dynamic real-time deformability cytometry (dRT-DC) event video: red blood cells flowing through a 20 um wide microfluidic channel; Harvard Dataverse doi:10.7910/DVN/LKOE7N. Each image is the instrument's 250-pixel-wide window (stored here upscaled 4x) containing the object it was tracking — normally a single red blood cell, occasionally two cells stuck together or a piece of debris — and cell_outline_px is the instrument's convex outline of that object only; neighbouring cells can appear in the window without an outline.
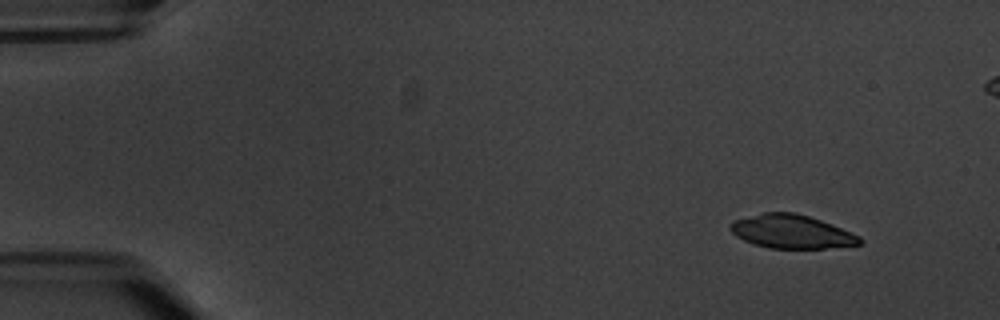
{"species": "common noctule bat (a hibernating species)", "species_latin": "Nyctalus noctula", "temperature_condition": "warm", "stored_images_in_passage": 9, "camera_frame_rate_fps": 3000, "um_per_image_px": 0.085, "animal": {"sex": "male", "body_mass_g": 20.1, "forearm_length_mm": 53.5}, "frame": {"image": 1, "passage_image": 1, "time_ms": 0.0, "image_size_px": [1000, 320], "cell_outline_px": [[864, 240], [860, 244], [824, 248], [768, 248], [752, 244], [736, 236], [728, 228], [728, 224], [732, 220], [764, 212], [796, 212], [832, 224], [860, 236]], "centroid_in_image_um": [67.24, 19.68], "position_along_channel_um": 17.8, "area_um2": 25.43}}